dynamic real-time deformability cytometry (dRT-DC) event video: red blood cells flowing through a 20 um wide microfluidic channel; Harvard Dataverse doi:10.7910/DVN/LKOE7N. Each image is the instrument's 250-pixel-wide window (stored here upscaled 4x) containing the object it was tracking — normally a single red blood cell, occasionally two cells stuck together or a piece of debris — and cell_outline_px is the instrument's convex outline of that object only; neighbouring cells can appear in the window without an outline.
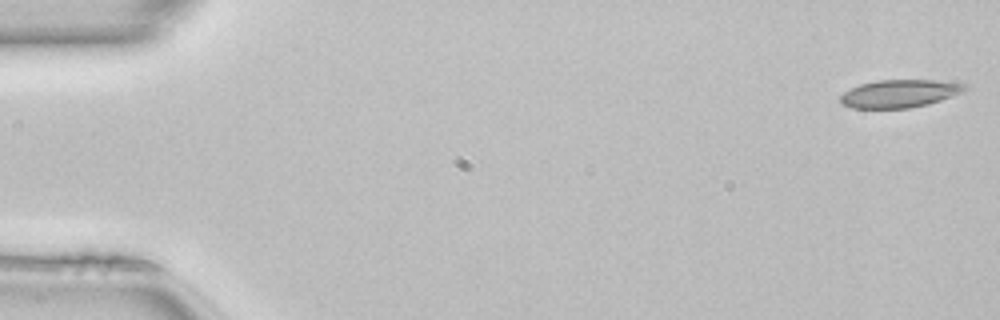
{"species": "common noctule bat (a hibernating species)", "species_latin": "Nyctalus noctula", "temperature_condition": "room temperature", "stored_images_in_passage": 49, "camera_frame_rate_fps": 3000, "um_per_image_px": 0.085, "animal": {"sex": "female", "body_mass_g": 22.7, "forearm_length_mm": 54.2}, "frame": {"image": 1, "passage_image": 1, "time_ms": 0.0, "image_size_px": [1000, 320], "cell_outline_px": [[968, 88], [952, 96], [928, 104], [908, 108], [852, 108], [844, 104], [840, 100], [840, 96], [844, 92], [860, 84], [876, 80], [936, 80], [964, 84]], "centroid_in_image_um": [76.44, 7.95], "position_along_channel_um": 8.6, "area_um2": 19.94}}
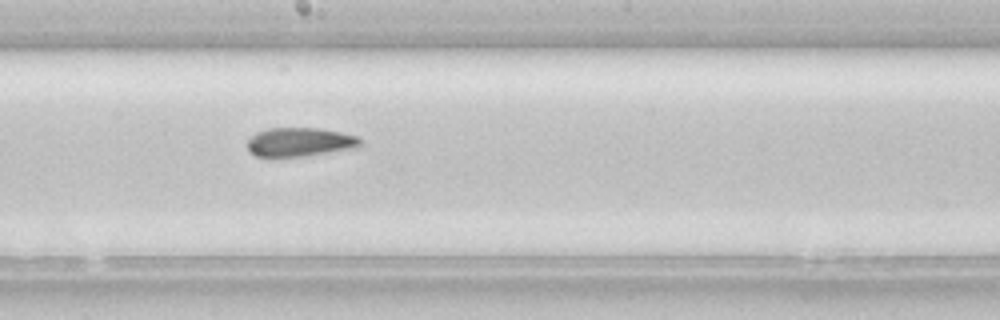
{"frame": {"image": 2, "passage_image": 27, "time_ms": 8.667, "image_size_px": [1000, 320], "cell_outline_px": [[360, 144], [356, 148], [304, 156], [272, 160], [256, 156], [248, 152], [248, 140], [256, 132], [268, 128], [316, 128], [340, 132], [356, 136], [360, 140]], "centroid_in_image_um": [25.38, 12.12], "position_along_channel_um": 222.8, "area_um2": 19.48}}
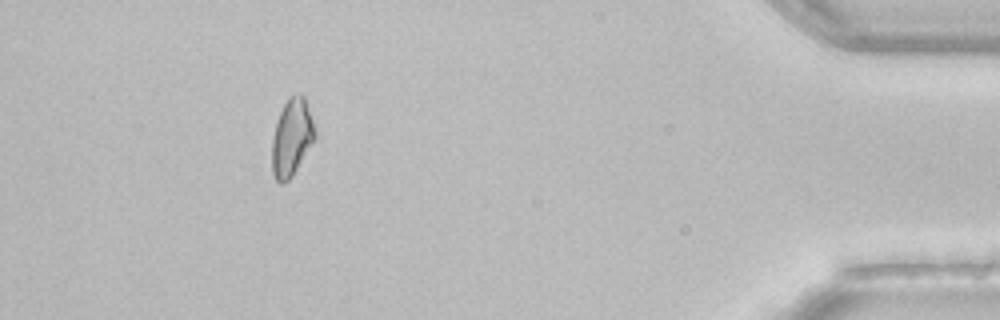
{"frame": {"image": 3, "passage_image": 45, "time_ms": 14.667, "image_size_px": [1000, 320], "cell_outline_px": [[316, 136], [292, 176], [284, 184], [280, 184], [276, 180], [272, 172], [272, 140], [276, 124], [280, 112], [288, 96], [300, 92], [304, 96], [316, 132]], "centroid_in_image_um": [24.78, 11.68], "position_along_channel_um": 410.4, "area_um2": 19.13}, "authors_computed_cell_mechanics": {"area_um2": 19.652, "velocity_mm_per_s": 4.119, "shape_relaxation_time_tau1_ms": 6.3029, "shape_relaxation_time_tau2_ms": 2.2912, "deformation_change_tau1": 0.1597, "deformation_change_tau2": 0.0945}}